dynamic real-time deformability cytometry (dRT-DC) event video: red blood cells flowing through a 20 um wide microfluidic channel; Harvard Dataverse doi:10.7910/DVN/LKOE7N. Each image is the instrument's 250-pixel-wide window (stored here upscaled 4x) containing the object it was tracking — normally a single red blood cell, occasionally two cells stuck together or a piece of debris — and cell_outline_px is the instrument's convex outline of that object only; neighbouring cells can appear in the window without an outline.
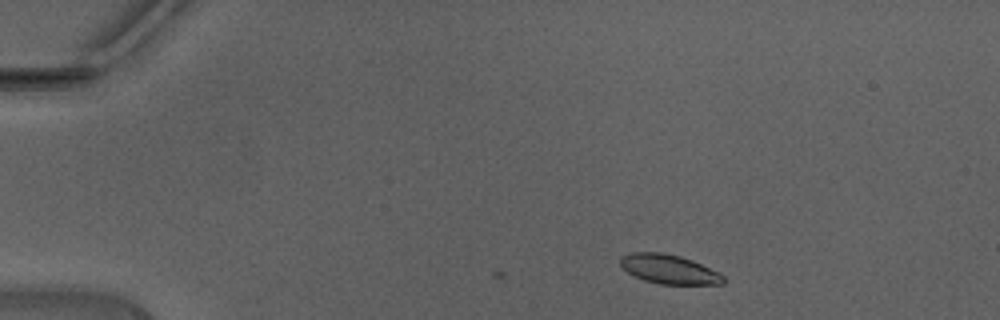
{"species": "Egyptian fruit bat (a non-hibernating species)", "species_latin": "Rousettus aegyptiacus", "temperature_condition": "warm", "stored_images_in_passage": 3, "camera_frame_rate_fps": 3000, "um_per_image_px": 0.085, "animal": {"sex": "male"}, "frame": {"image": 1, "passage_image": 3, "time_ms": 0.667, "image_size_px": [1000, 320], "cell_outline_px": [[724, 284], [660, 284], [644, 280], [628, 272], [620, 264], [620, 260], [624, 256], [632, 252], [664, 252], [680, 256], [692, 260], [720, 272], [724, 276]], "centroid_in_image_um": [56.91, 22.88], "position_along_channel_um": 28.1, "area_um2": 17.46}}